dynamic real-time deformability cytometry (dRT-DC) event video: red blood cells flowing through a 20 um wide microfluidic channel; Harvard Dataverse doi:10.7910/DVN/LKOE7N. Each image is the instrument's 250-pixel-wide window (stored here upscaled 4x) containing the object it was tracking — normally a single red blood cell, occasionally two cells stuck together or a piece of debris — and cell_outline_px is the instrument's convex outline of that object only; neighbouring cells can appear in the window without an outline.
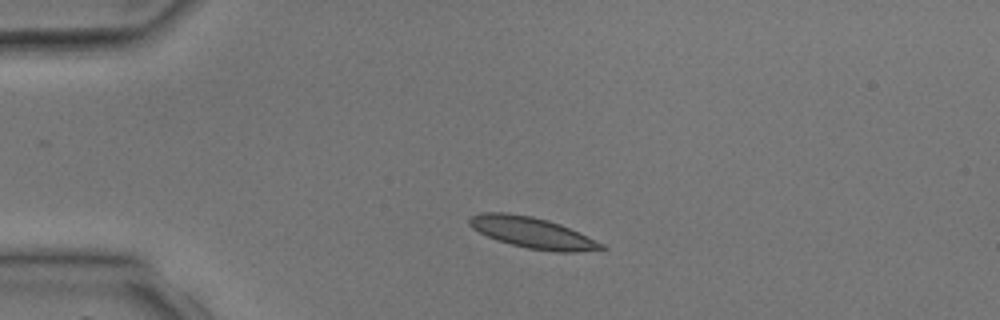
{"species": "common noctule bat (a hibernating species)", "species_latin": "Nyctalus noctula", "temperature_condition": "room temperature", "stored_images_in_passage": 2, "camera_frame_rate_fps": 3000, "um_per_image_px": 0.085, "animal": {"sex": "male", "body_mass_g": 17.9, "forearm_length_mm": 54.2}, "frame": {"image": 1, "passage_image": 1, "time_ms": 0.0, "image_size_px": [1000, 320], "cell_outline_px": [[608, 248], [576, 252], [556, 252], [528, 248], [496, 240], [472, 228], [468, 224], [468, 220], [472, 216], [480, 212], [504, 212], [532, 216], [548, 220], [560, 224], [604, 244]], "centroid_in_image_um": [45.23, 19.77], "position_along_channel_um": 39.8, "area_um2": 23.64}}